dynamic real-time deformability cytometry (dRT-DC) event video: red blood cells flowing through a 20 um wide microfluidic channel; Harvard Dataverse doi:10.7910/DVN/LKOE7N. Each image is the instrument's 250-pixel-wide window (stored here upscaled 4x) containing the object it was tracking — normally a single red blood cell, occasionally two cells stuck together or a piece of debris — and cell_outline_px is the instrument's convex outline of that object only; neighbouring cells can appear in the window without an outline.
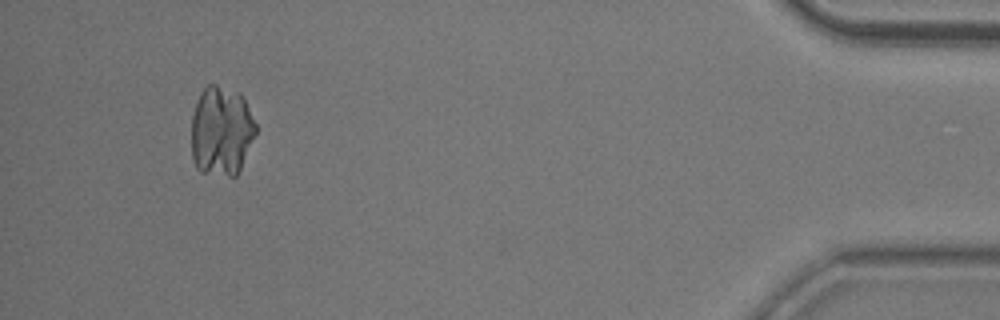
{"species": "common noctule bat (a hibernating species)", "species_latin": "Nyctalus noctula", "temperature_condition": "room temperature", "stored_images_in_passage": 48, "camera_frame_rate_fps": 3000, "um_per_image_px": 0.085, "animal": {"sex": "male", "body_mass_g": 20.5, "forearm_length_mm": 52.5}, "frame": {"image": 1, "passage_image": 45, "time_ms": 14.667, "image_size_px": [1000, 320], "cell_outline_px": [[256, 132], [240, 168], [236, 176], [228, 176], [200, 172], [196, 168], [192, 160], [192, 116], [196, 100], [200, 92], [208, 84], [216, 84], [240, 92], [256, 124]], "centroid_in_image_um": [18.79, 11.12], "position_along_channel_um": 416.4, "area_um2": 33.76}}